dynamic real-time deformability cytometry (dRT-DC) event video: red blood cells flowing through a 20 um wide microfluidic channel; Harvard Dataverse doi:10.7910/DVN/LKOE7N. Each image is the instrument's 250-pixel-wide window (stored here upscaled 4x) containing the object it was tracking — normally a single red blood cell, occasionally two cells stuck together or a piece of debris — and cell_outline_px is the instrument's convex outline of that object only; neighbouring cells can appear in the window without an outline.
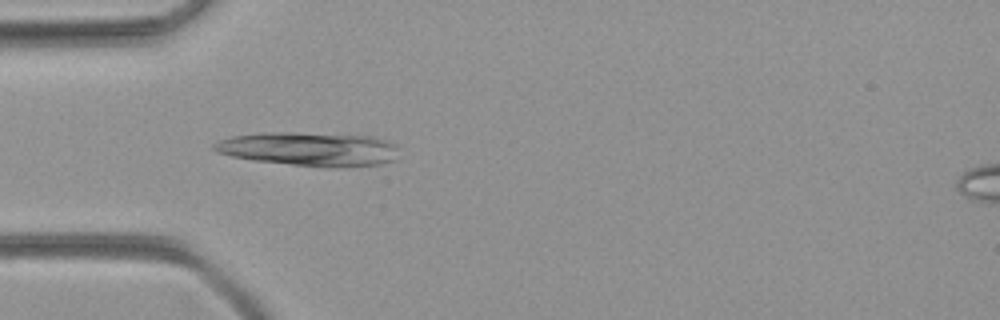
{"species": "common noctule bat (a hibernating species)", "species_latin": "Nyctalus noctula", "temperature_condition": "room temperature", "stored_images_in_passage": 50, "camera_frame_rate_fps": 3000, "um_per_image_px": 0.085, "animal": {"sex": "female", "body_mass_g": 21.9}, "frame": {"image": 1, "passage_image": 15, "time_ms": 4.667, "image_size_px": [1000, 320], "cell_outline_px": [[400, 160], [380, 164], [344, 168], [332, 168], [252, 160], [232, 156], [216, 152], [212, 148], [212, 144], [220, 140], [232, 136], [264, 132], [292, 132], [372, 136], [388, 140], [396, 144]], "centroid_in_image_um": [26.36, 12.67], "position_along_channel_um": 58.6, "area_um2": 37.05}}
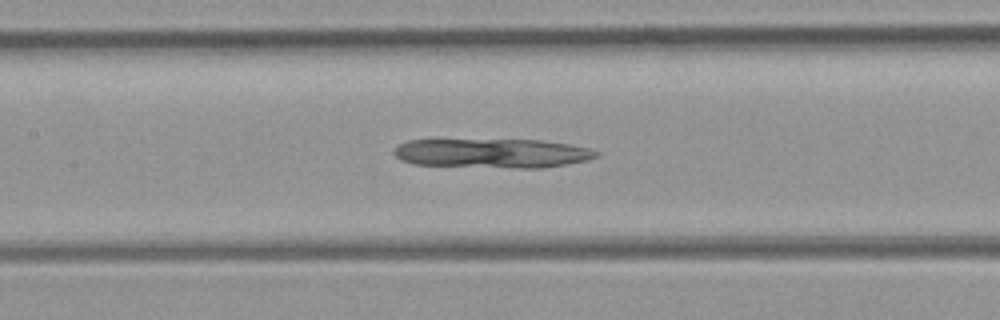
{"frame": {"image": 2, "passage_image": 23, "time_ms": 7.333, "image_size_px": [1000, 320], "cell_outline_px": [[600, 156], [588, 160], [540, 168], [512, 168], [412, 164], [400, 160], [392, 152], [400, 144], [408, 140], [540, 140], [568, 144], [588, 148], [600, 152]], "centroid_in_image_um": [41.85, 13.03], "position_along_channel_um": 165.6, "area_um2": 34.45}}
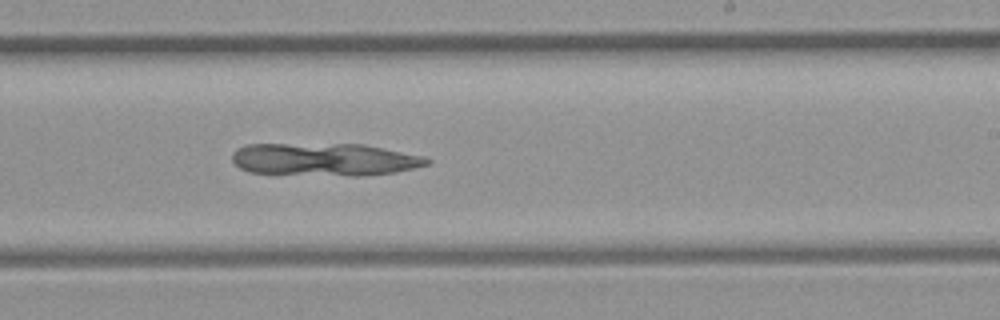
{"frame": {"image": 3, "passage_image": 30, "time_ms": 9.667, "image_size_px": [1000, 320], "cell_outline_px": [[432, 160], [428, 164], [412, 168], [392, 172], [360, 176], [352, 176], [248, 172], [240, 168], [232, 160], [232, 152], [236, 148], [248, 144], [364, 144], [424, 156]], "centroid_in_image_um": [27.56, 13.54], "position_along_channel_um": 261.4, "area_um2": 37.05}}